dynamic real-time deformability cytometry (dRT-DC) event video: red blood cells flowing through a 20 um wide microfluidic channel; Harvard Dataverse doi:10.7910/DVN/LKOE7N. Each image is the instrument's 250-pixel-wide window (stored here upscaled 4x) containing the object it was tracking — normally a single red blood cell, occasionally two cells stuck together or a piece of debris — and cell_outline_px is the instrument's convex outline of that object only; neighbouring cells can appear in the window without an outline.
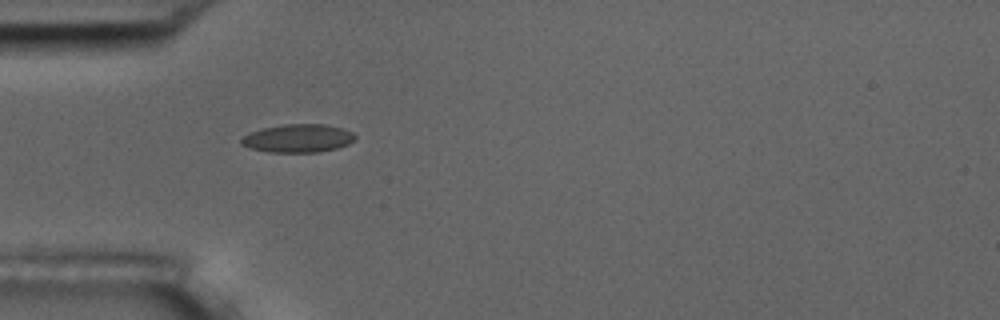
{"species": "common noctule bat (a hibernating species)", "species_latin": "Nyctalus noctula", "temperature_condition": "room temperature", "stored_images_in_passage": 2, "camera_frame_rate_fps": 3000, "um_per_image_px": 0.085, "animal": {"sex": "male", "body_mass_g": 17.5, "forearm_length_mm": 52.3}, "frame": {"image": 1, "passage_image": 1, "time_ms": 0.0, "image_size_px": [1000, 320], "cell_outline_px": [[356, 136], [348, 144], [336, 148], [320, 152], [268, 152], [248, 148], [240, 144], [240, 140], [244, 136], [260, 128], [284, 124], [324, 124], [340, 128], [352, 132]], "centroid_in_image_um": [25.28, 11.76], "position_along_channel_um": 59.7, "area_um2": 18.67}}